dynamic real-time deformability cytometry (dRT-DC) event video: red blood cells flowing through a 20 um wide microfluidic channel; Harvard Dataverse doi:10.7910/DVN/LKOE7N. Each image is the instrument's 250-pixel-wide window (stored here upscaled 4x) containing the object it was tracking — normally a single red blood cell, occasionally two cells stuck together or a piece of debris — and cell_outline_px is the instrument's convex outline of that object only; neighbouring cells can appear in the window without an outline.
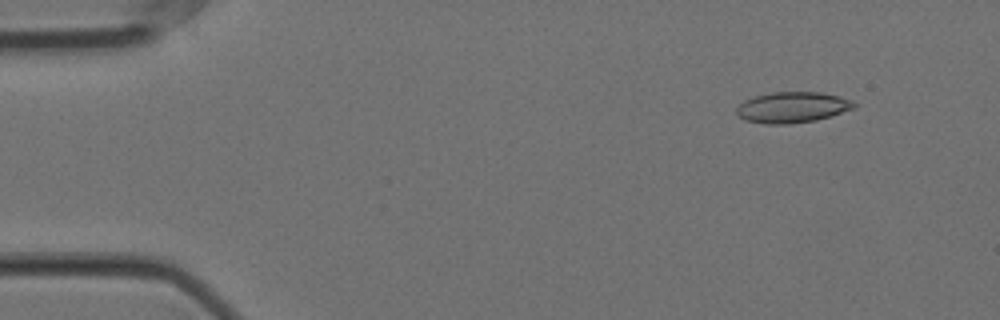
{"species": "Egyptian fruit bat (a non-hibernating species)", "species_latin": "Rousettus aegyptiacus", "temperature_condition": "cold", "stored_images_in_passage": 53, "camera_frame_rate_fps": 3000, "um_per_image_px": 0.085, "animal": {"sex": "female"}, "frame": {"image": 1, "passage_image": 2, "time_ms": 0.333, "image_size_px": [1000, 320], "cell_outline_px": [[856, 108], [816, 120], [788, 124], [764, 124], [744, 120], [736, 112], [736, 108], [744, 100], [756, 96], [772, 92], [820, 92], [840, 96], [852, 100], [856, 104]], "centroid_in_image_um": [67.36, 9.12], "position_along_channel_um": 17.6, "area_um2": 21.15}}
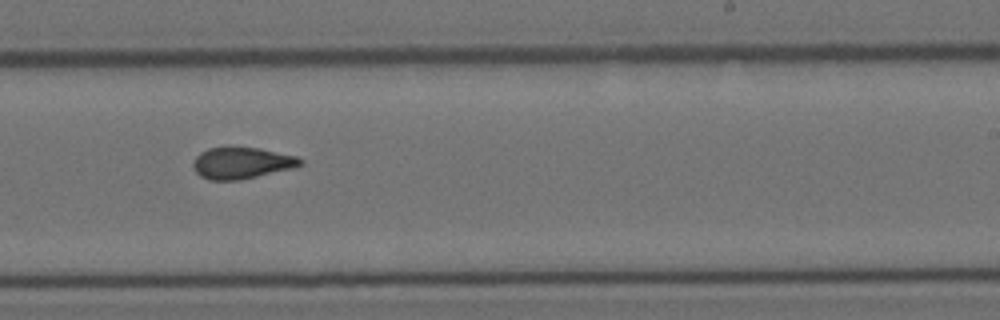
{"frame": {"image": 2, "passage_image": 31, "time_ms": 10.0, "image_size_px": [1000, 320], "cell_outline_px": [[304, 164], [296, 168], [240, 180], [208, 180], [200, 176], [192, 168], [192, 164], [196, 156], [200, 152], [208, 148], [228, 144], [260, 148], [296, 156], [304, 160]], "centroid_in_image_um": [20.54, 13.82], "position_along_channel_um": 268.5, "area_um2": 20.58}}
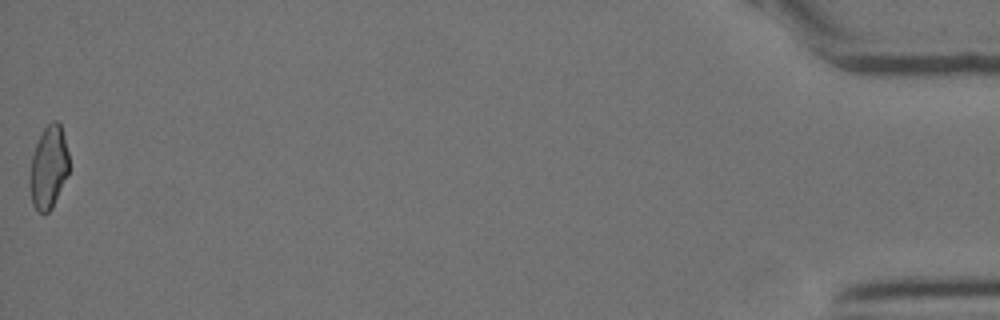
{"frame": {"image": 3, "passage_image": 53, "time_ms": 17.333, "image_size_px": [1000, 320], "cell_outline_px": [[68, 172], [52, 208], [48, 212], [40, 212], [32, 204], [28, 180], [32, 156], [36, 144], [44, 128], [52, 120], [56, 120], [60, 124], [64, 136], [68, 152]], "centroid_in_image_um": [4.11, 14.21], "position_along_channel_um": 431.1, "area_um2": 18.73}, "authors_computed_cell_mechanics": {"area_um2": 19.8832, "velocity_mm_per_s": 3.5601, "shape_relaxation_time_tau1_ms": null, "shape_relaxation_time_tau2_ms": 2.2136, "deformation_change_tau1": null, "deformation_change_tau2": 0.09}}